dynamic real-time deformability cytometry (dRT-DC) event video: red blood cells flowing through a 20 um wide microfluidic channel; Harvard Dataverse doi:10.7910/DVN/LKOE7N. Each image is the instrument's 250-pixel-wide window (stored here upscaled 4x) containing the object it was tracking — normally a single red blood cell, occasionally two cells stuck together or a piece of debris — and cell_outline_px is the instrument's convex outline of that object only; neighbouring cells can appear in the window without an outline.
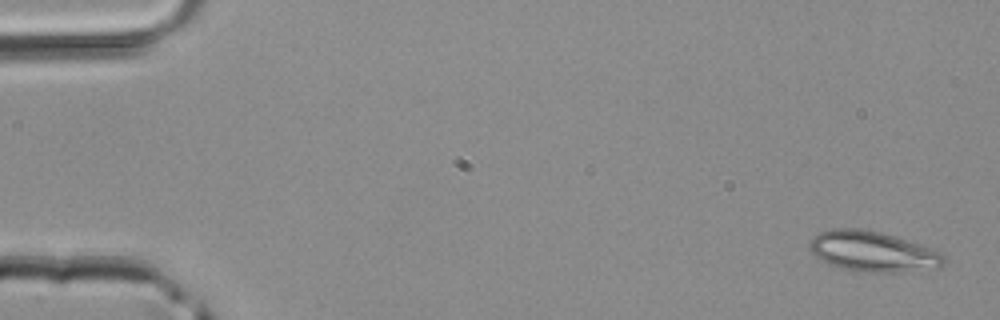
{"species": "common noctule bat (a hibernating species)", "species_latin": "Nyctalus noctula", "temperature_condition": "room temperature", "stored_images_in_passage": 4, "camera_frame_rate_fps": 3000, "um_per_image_px": 0.085, "animal": {"sex": "male", "body_mass_g": 20.4}, "frame": {"image": 1, "passage_image": 1, "time_ms": 0.0, "image_size_px": [1000, 320], "cell_outline_px": [[944, 268], [896, 272], [856, 272], [840, 268], [828, 264], [816, 256], [808, 248], [812, 236], [820, 232], [832, 228], [856, 228], [880, 232], [940, 252], [944, 256]], "centroid_in_image_um": [74.14, 21.4], "position_along_channel_um": 10.9, "area_um2": 31.5}}